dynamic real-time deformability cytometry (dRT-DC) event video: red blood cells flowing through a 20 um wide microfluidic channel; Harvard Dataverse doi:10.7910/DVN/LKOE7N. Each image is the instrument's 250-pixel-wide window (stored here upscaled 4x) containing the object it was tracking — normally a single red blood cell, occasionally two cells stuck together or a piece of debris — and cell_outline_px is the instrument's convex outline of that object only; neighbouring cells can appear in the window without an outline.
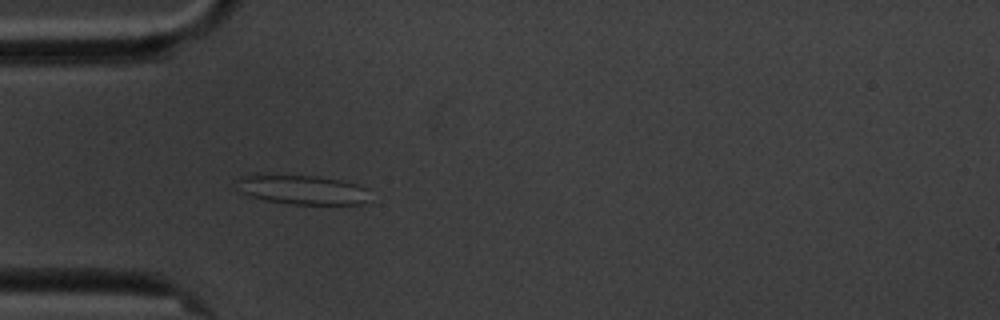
{"species": "common noctule bat (a hibernating species)", "species_latin": "Nyctalus noctula", "temperature_condition": "cold", "stored_images_in_passage": 2, "camera_frame_rate_fps": 3000, "um_per_image_px": 0.085, "animal": {"sex": "male", "body_mass_g": 20.1, "forearm_length_mm": 53.5}, "frame": {"image": 1, "passage_image": 2, "time_ms": 2.0, "image_size_px": [1000, 320], "cell_outline_px": [[368, 200], [364, 204], [292, 204], [268, 200], [248, 196], [240, 192], [236, 180], [240, 176], [256, 172], [320, 176], [340, 180], [356, 184], [368, 188]], "centroid_in_image_um": [25.62, 16.08], "position_along_channel_um": 59.4, "area_um2": 23.58}}